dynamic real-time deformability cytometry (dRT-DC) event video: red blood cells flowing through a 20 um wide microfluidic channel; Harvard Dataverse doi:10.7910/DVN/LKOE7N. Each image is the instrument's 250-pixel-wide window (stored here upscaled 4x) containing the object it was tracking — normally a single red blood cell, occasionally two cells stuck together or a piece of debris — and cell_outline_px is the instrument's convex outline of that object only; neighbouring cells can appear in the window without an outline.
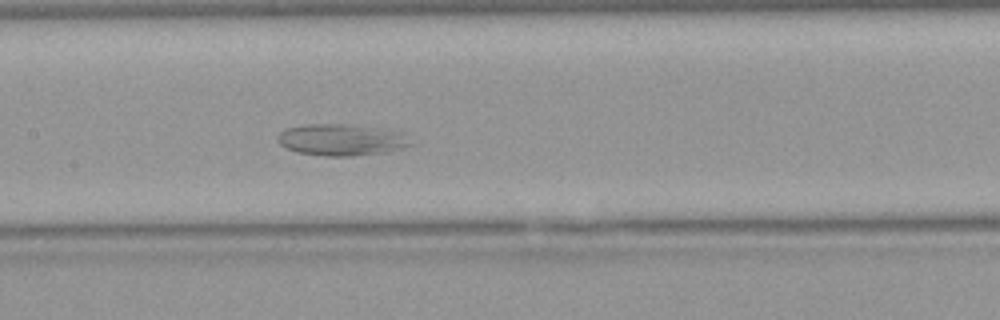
{"species": "Egyptian fruit bat (a non-hibernating species)", "species_latin": "Rousettus aegyptiacus", "temperature_condition": "warm", "stored_images_in_passage": 44, "camera_frame_rate_fps": 3000, "um_per_image_px": 0.085, "animal": {"sex": "female"}, "frame": {"image": 1, "passage_image": 24, "time_ms": 7.667, "image_size_px": [1000, 320], "cell_outline_px": [[412, 144], [400, 148], [380, 152], [352, 156], [324, 156], [296, 152], [284, 148], [276, 140], [276, 136], [284, 128], [304, 124], [352, 124], [380, 128], [396, 132]], "centroid_in_image_um": [28.85, 11.87], "position_along_channel_um": 178.6, "area_um2": 24.22}}
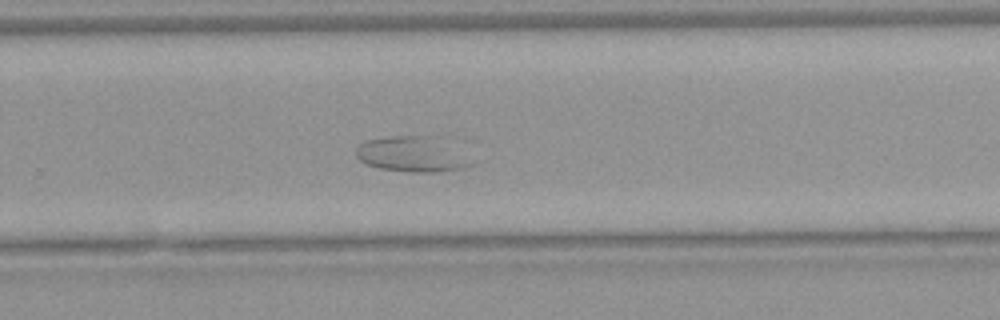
{"frame": {"image": 2, "passage_image": 33, "time_ms": 10.667, "image_size_px": [1000, 320], "cell_outline_px": [[476, 164], [468, 168], [436, 172], [408, 172], [380, 168], [368, 164], [360, 160], [356, 156], [356, 148], [364, 140], [388, 136], [428, 136]], "centroid_in_image_um": [34.9, 13.15], "position_along_channel_um": 294.9, "area_um2": 22.83}}
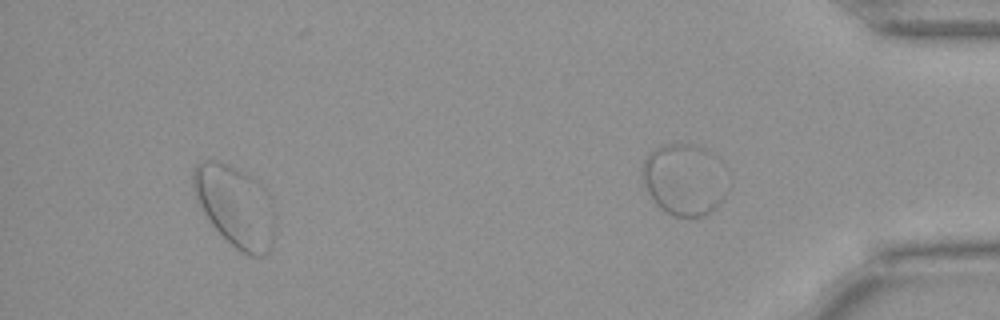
{"frame": {"image": 3, "passage_image": 40, "time_ms": 13.0, "image_size_px": [1000, 320], "cell_outline_px": [[276, 232], [272, 244], [268, 252], [264, 256], [248, 256], [240, 252], [212, 224], [204, 212], [192, 188], [192, 172], [196, 164], [200, 160], [216, 160], [228, 164], [252, 176], [272, 212], [276, 220]], "centroid_in_image_um": [19.96, 17.54], "position_along_channel_um": 415.2, "area_um2": 37.92}}